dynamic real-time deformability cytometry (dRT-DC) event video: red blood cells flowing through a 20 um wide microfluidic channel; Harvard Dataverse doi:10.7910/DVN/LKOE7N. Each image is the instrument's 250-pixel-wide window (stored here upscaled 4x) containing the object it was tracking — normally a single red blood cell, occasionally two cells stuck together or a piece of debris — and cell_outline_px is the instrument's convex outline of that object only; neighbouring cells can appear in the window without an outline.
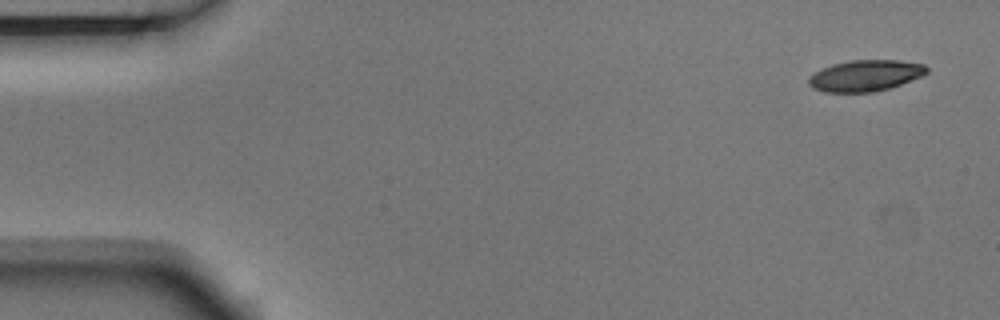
{"species": "Egyptian fruit bat (a non-hibernating species)", "species_latin": "Rousettus aegyptiacus", "temperature_condition": "room temperature", "stored_images_in_passage": 5, "camera_frame_rate_fps": 3000, "um_per_image_px": 0.085, "animal": {"sex": "male"}, "frame": {"image": 1, "passage_image": 1, "time_ms": 0.0, "image_size_px": [1000, 320], "cell_outline_px": [[928, 72], [920, 76], [900, 84], [876, 92], [824, 92], [812, 88], [808, 84], [808, 76], [832, 64], [852, 60], [900, 60], [924, 64], [928, 68]], "centroid_in_image_um": [73.54, 6.43], "position_along_channel_um": 11.5, "area_um2": 21.39}}